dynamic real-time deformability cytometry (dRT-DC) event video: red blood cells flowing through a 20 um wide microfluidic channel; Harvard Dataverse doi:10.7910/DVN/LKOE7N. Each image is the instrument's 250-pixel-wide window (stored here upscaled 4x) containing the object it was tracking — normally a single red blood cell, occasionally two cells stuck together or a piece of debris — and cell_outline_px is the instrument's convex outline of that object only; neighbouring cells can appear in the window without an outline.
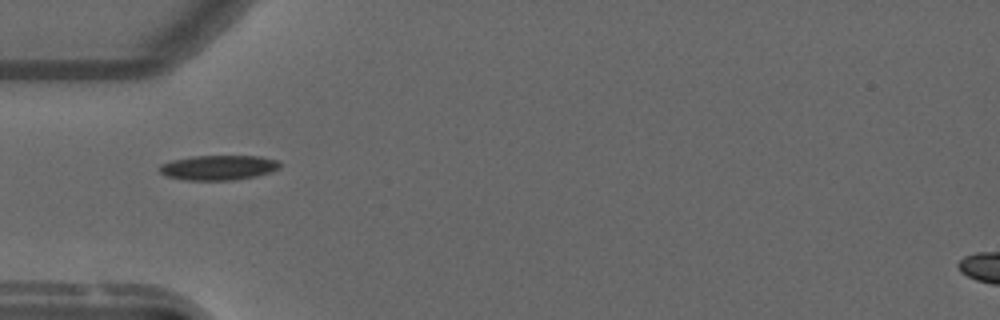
{"species": "common noctule bat (a hibernating species)", "species_latin": "Nyctalus noctula", "temperature_condition": "warm", "stored_images_in_passage": 5, "camera_frame_rate_fps": 3000, "um_per_image_px": 0.085, "animal": {"sex": "male", "forearm_length_mm": 52.5}, "frame": {"image": 1, "passage_image": 1, "time_ms": 0.0, "image_size_px": [1000, 320], "cell_outline_px": [[280, 168], [256, 176], [232, 180], [188, 180], [168, 176], [160, 172], [160, 164], [172, 160], [192, 156], [260, 156], [280, 160]], "centroid_in_image_um": [18.59, 14.23], "position_along_channel_um": 66.4, "area_um2": 17.34}}
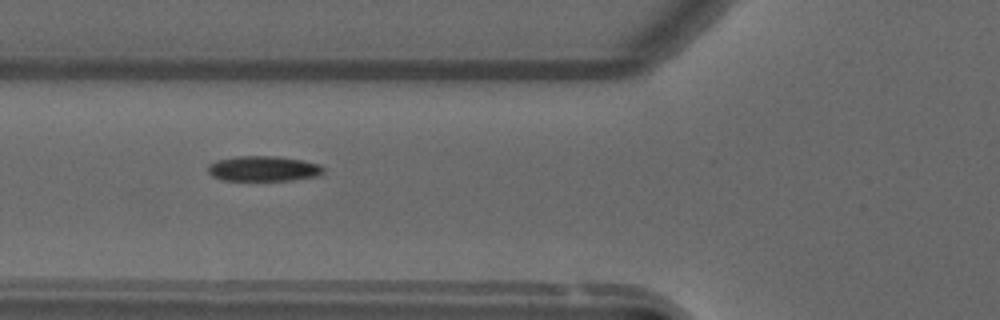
{"frame": {"image": 2, "passage_image": 4, "time_ms": 1.0, "image_size_px": [1000, 320], "cell_outline_px": [[324, 172], [320, 176], [292, 180], [224, 180], [212, 176], [208, 172], [208, 164], [216, 160], [236, 156], [280, 156], [304, 160], [320, 164], [324, 168]], "centroid_in_image_um": [22.43, 14.32], "position_along_channel_um": 103.4, "area_um2": 17.22}}